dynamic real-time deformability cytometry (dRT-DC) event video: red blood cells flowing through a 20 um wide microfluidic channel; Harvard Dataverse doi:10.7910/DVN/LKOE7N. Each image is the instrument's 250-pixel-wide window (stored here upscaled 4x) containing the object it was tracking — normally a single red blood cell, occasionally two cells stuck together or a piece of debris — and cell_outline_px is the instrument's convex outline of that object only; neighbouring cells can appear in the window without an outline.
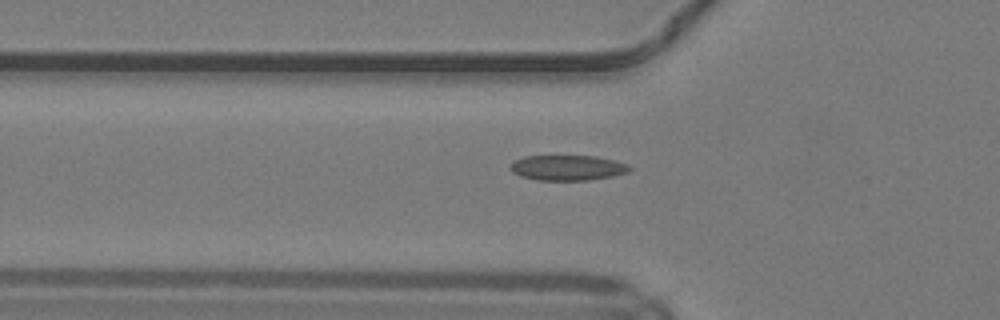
{"species": "common noctule bat (a hibernating species)", "species_latin": "Nyctalus noctula", "temperature_condition": "warm", "stored_images_in_passage": 35, "camera_frame_rate_fps": 3000, "um_per_image_px": 0.085, "animal": {"sex": "male", "body_mass_g": 19.2, "forearm_length_mm": 51.8}, "frame": {"image": 1, "passage_image": 3, "time_ms": 0.667, "image_size_px": [1000, 320], "cell_outline_px": [[632, 168], [628, 172], [612, 176], [588, 180], [536, 180], [520, 176], [512, 172], [508, 168], [516, 160], [524, 156], [596, 156], [628, 164]], "centroid_in_image_um": [48.23, 14.26], "position_along_channel_um": 77.6, "area_um2": 17.51}}
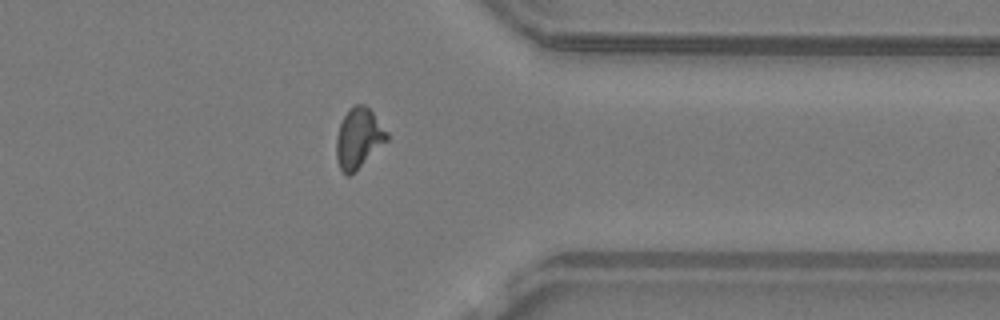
{"frame": {"image": 2, "passage_image": 25, "time_ms": 8.0, "image_size_px": [1000, 320], "cell_outline_px": [[388, 140], [356, 172], [348, 176], [340, 168], [336, 160], [336, 136], [340, 124], [348, 108], [356, 104], [364, 104], [372, 112], [388, 132]], "centroid_in_image_um": [30.48, 11.76], "position_along_channel_um": 380.9, "area_um2": 17.86}}
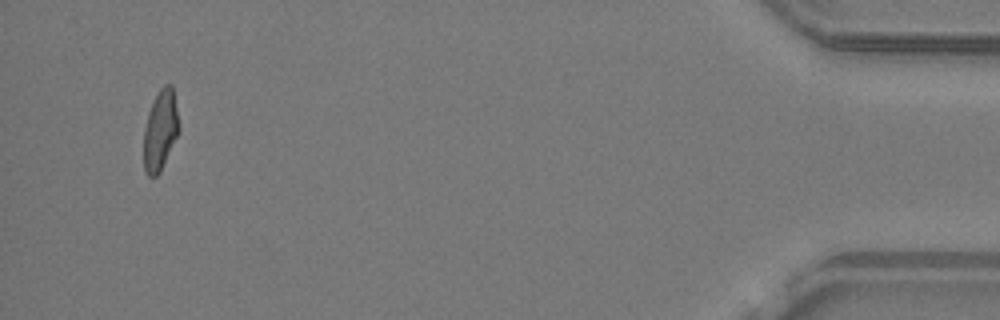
{"frame": {"image": 3, "passage_image": 33, "time_ms": 10.667, "image_size_px": [1000, 320], "cell_outline_px": [[180, 132], [160, 172], [156, 176], [148, 176], [144, 172], [144, 128], [148, 112], [160, 88], [164, 84], [172, 84], [180, 124]], "centroid_in_image_um": [13.65, 11.08], "position_along_channel_um": 421.6, "area_um2": 16.7}, "authors_computed_cell_mechanics": {"area_um2": 16.8776, "velocity_mm_per_s": 4.2321, "shape_relaxation_time_tau1_ms": 8.9994, "shape_relaxation_time_tau2_ms": 1.2463, "deformation_change_tau1": 0.2183, "deformation_change_tau2": 0.0782}}